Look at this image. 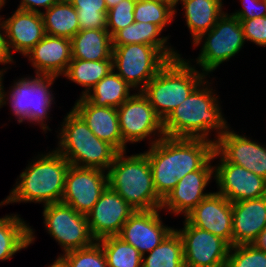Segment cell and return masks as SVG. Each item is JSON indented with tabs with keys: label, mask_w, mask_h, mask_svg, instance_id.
<instances>
[{
	"label": "cell",
	"mask_w": 266,
	"mask_h": 267,
	"mask_svg": "<svg viewBox=\"0 0 266 267\" xmlns=\"http://www.w3.org/2000/svg\"><path fill=\"white\" fill-rule=\"evenodd\" d=\"M188 28L195 41L202 33L212 29L222 13L221 0H181Z\"/></svg>",
	"instance_id": "cell-26"
},
{
	"label": "cell",
	"mask_w": 266,
	"mask_h": 267,
	"mask_svg": "<svg viewBox=\"0 0 266 267\" xmlns=\"http://www.w3.org/2000/svg\"><path fill=\"white\" fill-rule=\"evenodd\" d=\"M176 230L183 242L185 267H225L231 245L219 236L191 225Z\"/></svg>",
	"instance_id": "cell-10"
},
{
	"label": "cell",
	"mask_w": 266,
	"mask_h": 267,
	"mask_svg": "<svg viewBox=\"0 0 266 267\" xmlns=\"http://www.w3.org/2000/svg\"><path fill=\"white\" fill-rule=\"evenodd\" d=\"M118 152L107 171L108 186L116 191L135 210L161 209L163 200L158 196L146 153L124 158Z\"/></svg>",
	"instance_id": "cell-3"
},
{
	"label": "cell",
	"mask_w": 266,
	"mask_h": 267,
	"mask_svg": "<svg viewBox=\"0 0 266 267\" xmlns=\"http://www.w3.org/2000/svg\"><path fill=\"white\" fill-rule=\"evenodd\" d=\"M106 257L108 267H142V254L118 236L98 240Z\"/></svg>",
	"instance_id": "cell-32"
},
{
	"label": "cell",
	"mask_w": 266,
	"mask_h": 267,
	"mask_svg": "<svg viewBox=\"0 0 266 267\" xmlns=\"http://www.w3.org/2000/svg\"><path fill=\"white\" fill-rule=\"evenodd\" d=\"M46 228L66 252L88 247L94 243L87 216L69 205L58 202L44 206Z\"/></svg>",
	"instance_id": "cell-9"
},
{
	"label": "cell",
	"mask_w": 266,
	"mask_h": 267,
	"mask_svg": "<svg viewBox=\"0 0 266 267\" xmlns=\"http://www.w3.org/2000/svg\"><path fill=\"white\" fill-rule=\"evenodd\" d=\"M69 166L70 163L57 150L42 155L20 174L21 181L0 204L32 201L49 205L61 202Z\"/></svg>",
	"instance_id": "cell-4"
},
{
	"label": "cell",
	"mask_w": 266,
	"mask_h": 267,
	"mask_svg": "<svg viewBox=\"0 0 266 267\" xmlns=\"http://www.w3.org/2000/svg\"><path fill=\"white\" fill-rule=\"evenodd\" d=\"M10 49H8L7 39L2 36L0 33V63H10L12 62V57L10 53Z\"/></svg>",
	"instance_id": "cell-41"
},
{
	"label": "cell",
	"mask_w": 266,
	"mask_h": 267,
	"mask_svg": "<svg viewBox=\"0 0 266 267\" xmlns=\"http://www.w3.org/2000/svg\"><path fill=\"white\" fill-rule=\"evenodd\" d=\"M239 21L245 40L252 41L259 46H266V16Z\"/></svg>",
	"instance_id": "cell-38"
},
{
	"label": "cell",
	"mask_w": 266,
	"mask_h": 267,
	"mask_svg": "<svg viewBox=\"0 0 266 267\" xmlns=\"http://www.w3.org/2000/svg\"><path fill=\"white\" fill-rule=\"evenodd\" d=\"M193 226L207 230L232 246V203L223 195L209 193L187 216Z\"/></svg>",
	"instance_id": "cell-18"
},
{
	"label": "cell",
	"mask_w": 266,
	"mask_h": 267,
	"mask_svg": "<svg viewBox=\"0 0 266 267\" xmlns=\"http://www.w3.org/2000/svg\"><path fill=\"white\" fill-rule=\"evenodd\" d=\"M158 210H136L118 235L124 242L135 247L143 257L145 252H151L174 230L162 225Z\"/></svg>",
	"instance_id": "cell-17"
},
{
	"label": "cell",
	"mask_w": 266,
	"mask_h": 267,
	"mask_svg": "<svg viewBox=\"0 0 266 267\" xmlns=\"http://www.w3.org/2000/svg\"><path fill=\"white\" fill-rule=\"evenodd\" d=\"M137 0H122L107 12L106 29L113 37L119 30L134 23V7ZM111 28V31L108 29Z\"/></svg>",
	"instance_id": "cell-37"
},
{
	"label": "cell",
	"mask_w": 266,
	"mask_h": 267,
	"mask_svg": "<svg viewBox=\"0 0 266 267\" xmlns=\"http://www.w3.org/2000/svg\"><path fill=\"white\" fill-rule=\"evenodd\" d=\"M50 267H62V266L57 261H55Z\"/></svg>",
	"instance_id": "cell-46"
},
{
	"label": "cell",
	"mask_w": 266,
	"mask_h": 267,
	"mask_svg": "<svg viewBox=\"0 0 266 267\" xmlns=\"http://www.w3.org/2000/svg\"><path fill=\"white\" fill-rule=\"evenodd\" d=\"M5 0H0V8L2 7V5H4Z\"/></svg>",
	"instance_id": "cell-47"
},
{
	"label": "cell",
	"mask_w": 266,
	"mask_h": 267,
	"mask_svg": "<svg viewBox=\"0 0 266 267\" xmlns=\"http://www.w3.org/2000/svg\"><path fill=\"white\" fill-rule=\"evenodd\" d=\"M3 71H1L0 70V107H1V105H3V104H5L6 103V101H4L5 99V93L3 92L4 90H3V87H2V83H1V79H2V75H3V73H2ZM3 101H4V103H3Z\"/></svg>",
	"instance_id": "cell-43"
},
{
	"label": "cell",
	"mask_w": 266,
	"mask_h": 267,
	"mask_svg": "<svg viewBox=\"0 0 266 267\" xmlns=\"http://www.w3.org/2000/svg\"><path fill=\"white\" fill-rule=\"evenodd\" d=\"M162 29L153 23L134 22L124 29L119 30L112 37V46H123L129 44H146L158 48L169 60L180 55L171 48L164 46L167 37L156 38Z\"/></svg>",
	"instance_id": "cell-25"
},
{
	"label": "cell",
	"mask_w": 266,
	"mask_h": 267,
	"mask_svg": "<svg viewBox=\"0 0 266 267\" xmlns=\"http://www.w3.org/2000/svg\"><path fill=\"white\" fill-rule=\"evenodd\" d=\"M159 1L168 4L171 8L174 9L179 0H159Z\"/></svg>",
	"instance_id": "cell-45"
},
{
	"label": "cell",
	"mask_w": 266,
	"mask_h": 267,
	"mask_svg": "<svg viewBox=\"0 0 266 267\" xmlns=\"http://www.w3.org/2000/svg\"><path fill=\"white\" fill-rule=\"evenodd\" d=\"M95 242L88 247L66 252L56 261L62 267H108L101 244Z\"/></svg>",
	"instance_id": "cell-34"
},
{
	"label": "cell",
	"mask_w": 266,
	"mask_h": 267,
	"mask_svg": "<svg viewBox=\"0 0 266 267\" xmlns=\"http://www.w3.org/2000/svg\"><path fill=\"white\" fill-rule=\"evenodd\" d=\"M135 211L116 191L107 186L86 215L91 235L96 241L118 236L125 222Z\"/></svg>",
	"instance_id": "cell-14"
},
{
	"label": "cell",
	"mask_w": 266,
	"mask_h": 267,
	"mask_svg": "<svg viewBox=\"0 0 266 267\" xmlns=\"http://www.w3.org/2000/svg\"><path fill=\"white\" fill-rule=\"evenodd\" d=\"M197 86L163 121L166 137L207 139L211 129L222 135L228 128L212 91Z\"/></svg>",
	"instance_id": "cell-2"
},
{
	"label": "cell",
	"mask_w": 266,
	"mask_h": 267,
	"mask_svg": "<svg viewBox=\"0 0 266 267\" xmlns=\"http://www.w3.org/2000/svg\"><path fill=\"white\" fill-rule=\"evenodd\" d=\"M251 245L266 253V227L257 235Z\"/></svg>",
	"instance_id": "cell-42"
},
{
	"label": "cell",
	"mask_w": 266,
	"mask_h": 267,
	"mask_svg": "<svg viewBox=\"0 0 266 267\" xmlns=\"http://www.w3.org/2000/svg\"><path fill=\"white\" fill-rule=\"evenodd\" d=\"M232 246L251 244L266 227V196L232 203Z\"/></svg>",
	"instance_id": "cell-22"
},
{
	"label": "cell",
	"mask_w": 266,
	"mask_h": 267,
	"mask_svg": "<svg viewBox=\"0 0 266 267\" xmlns=\"http://www.w3.org/2000/svg\"><path fill=\"white\" fill-rule=\"evenodd\" d=\"M204 73H199L179 57L169 60L148 82L142 93L156 114L164 121L190 93L201 86Z\"/></svg>",
	"instance_id": "cell-5"
},
{
	"label": "cell",
	"mask_w": 266,
	"mask_h": 267,
	"mask_svg": "<svg viewBox=\"0 0 266 267\" xmlns=\"http://www.w3.org/2000/svg\"><path fill=\"white\" fill-rule=\"evenodd\" d=\"M103 172L105 171L100 169L70 165L65 176L61 202L76 212L87 215L108 186V175Z\"/></svg>",
	"instance_id": "cell-11"
},
{
	"label": "cell",
	"mask_w": 266,
	"mask_h": 267,
	"mask_svg": "<svg viewBox=\"0 0 266 267\" xmlns=\"http://www.w3.org/2000/svg\"><path fill=\"white\" fill-rule=\"evenodd\" d=\"M76 9L80 30L106 29L107 5L105 0H68Z\"/></svg>",
	"instance_id": "cell-33"
},
{
	"label": "cell",
	"mask_w": 266,
	"mask_h": 267,
	"mask_svg": "<svg viewBox=\"0 0 266 267\" xmlns=\"http://www.w3.org/2000/svg\"><path fill=\"white\" fill-rule=\"evenodd\" d=\"M212 157L201 169L186 174L163 200L161 209L165 206L175 214L185 213L187 216L209 194L203 193L211 175L215 171L209 165Z\"/></svg>",
	"instance_id": "cell-19"
},
{
	"label": "cell",
	"mask_w": 266,
	"mask_h": 267,
	"mask_svg": "<svg viewBox=\"0 0 266 267\" xmlns=\"http://www.w3.org/2000/svg\"><path fill=\"white\" fill-rule=\"evenodd\" d=\"M208 33L197 63L203 71L211 72L219 64L229 60L240 51L245 42L240 21L233 15L223 14L211 30L202 33L194 42L198 45Z\"/></svg>",
	"instance_id": "cell-8"
},
{
	"label": "cell",
	"mask_w": 266,
	"mask_h": 267,
	"mask_svg": "<svg viewBox=\"0 0 266 267\" xmlns=\"http://www.w3.org/2000/svg\"><path fill=\"white\" fill-rule=\"evenodd\" d=\"M113 69V60L86 61L72 59L64 75L71 81L87 87V90L82 92V96H84Z\"/></svg>",
	"instance_id": "cell-31"
},
{
	"label": "cell",
	"mask_w": 266,
	"mask_h": 267,
	"mask_svg": "<svg viewBox=\"0 0 266 267\" xmlns=\"http://www.w3.org/2000/svg\"><path fill=\"white\" fill-rule=\"evenodd\" d=\"M112 48L113 68H117V74L131 87L141 84L140 92L169 61L151 45L129 44Z\"/></svg>",
	"instance_id": "cell-7"
},
{
	"label": "cell",
	"mask_w": 266,
	"mask_h": 267,
	"mask_svg": "<svg viewBox=\"0 0 266 267\" xmlns=\"http://www.w3.org/2000/svg\"><path fill=\"white\" fill-rule=\"evenodd\" d=\"M55 78V76L37 75L34 79L23 78L16 82L10 97L13 113L18 116L19 123L25 119L39 123L41 121L43 130L49 129L43 123V119L47 117V111L53 100L48 88Z\"/></svg>",
	"instance_id": "cell-12"
},
{
	"label": "cell",
	"mask_w": 266,
	"mask_h": 267,
	"mask_svg": "<svg viewBox=\"0 0 266 267\" xmlns=\"http://www.w3.org/2000/svg\"><path fill=\"white\" fill-rule=\"evenodd\" d=\"M72 59L113 60L112 37L107 29L79 30L71 38Z\"/></svg>",
	"instance_id": "cell-24"
},
{
	"label": "cell",
	"mask_w": 266,
	"mask_h": 267,
	"mask_svg": "<svg viewBox=\"0 0 266 267\" xmlns=\"http://www.w3.org/2000/svg\"><path fill=\"white\" fill-rule=\"evenodd\" d=\"M123 142H138L158 130L164 137L163 121L156 114L148 98L136 93L117 108Z\"/></svg>",
	"instance_id": "cell-13"
},
{
	"label": "cell",
	"mask_w": 266,
	"mask_h": 267,
	"mask_svg": "<svg viewBox=\"0 0 266 267\" xmlns=\"http://www.w3.org/2000/svg\"><path fill=\"white\" fill-rule=\"evenodd\" d=\"M61 0H22L18 9L31 11V12H40L35 6H43L46 8H50L55 3H58Z\"/></svg>",
	"instance_id": "cell-40"
},
{
	"label": "cell",
	"mask_w": 266,
	"mask_h": 267,
	"mask_svg": "<svg viewBox=\"0 0 266 267\" xmlns=\"http://www.w3.org/2000/svg\"><path fill=\"white\" fill-rule=\"evenodd\" d=\"M175 11L159 0H137L134 7V20L153 23L163 29L172 20Z\"/></svg>",
	"instance_id": "cell-35"
},
{
	"label": "cell",
	"mask_w": 266,
	"mask_h": 267,
	"mask_svg": "<svg viewBox=\"0 0 266 267\" xmlns=\"http://www.w3.org/2000/svg\"><path fill=\"white\" fill-rule=\"evenodd\" d=\"M230 251L227 267H266V253L251 244L233 245Z\"/></svg>",
	"instance_id": "cell-36"
},
{
	"label": "cell",
	"mask_w": 266,
	"mask_h": 267,
	"mask_svg": "<svg viewBox=\"0 0 266 267\" xmlns=\"http://www.w3.org/2000/svg\"><path fill=\"white\" fill-rule=\"evenodd\" d=\"M64 123L57 151L70 165L108 170L119 151L108 142L97 138L73 109L67 114Z\"/></svg>",
	"instance_id": "cell-6"
},
{
	"label": "cell",
	"mask_w": 266,
	"mask_h": 267,
	"mask_svg": "<svg viewBox=\"0 0 266 267\" xmlns=\"http://www.w3.org/2000/svg\"><path fill=\"white\" fill-rule=\"evenodd\" d=\"M73 110L84 120L97 138L108 142L119 152L125 151L126 145L121 136L116 108L95 106L81 96Z\"/></svg>",
	"instance_id": "cell-21"
},
{
	"label": "cell",
	"mask_w": 266,
	"mask_h": 267,
	"mask_svg": "<svg viewBox=\"0 0 266 267\" xmlns=\"http://www.w3.org/2000/svg\"><path fill=\"white\" fill-rule=\"evenodd\" d=\"M149 253L142 267H185L183 242L176 230Z\"/></svg>",
	"instance_id": "cell-30"
},
{
	"label": "cell",
	"mask_w": 266,
	"mask_h": 267,
	"mask_svg": "<svg viewBox=\"0 0 266 267\" xmlns=\"http://www.w3.org/2000/svg\"><path fill=\"white\" fill-rule=\"evenodd\" d=\"M215 142L203 138L160 137L146 155L158 196L164 200L186 174L201 169L212 157Z\"/></svg>",
	"instance_id": "cell-1"
},
{
	"label": "cell",
	"mask_w": 266,
	"mask_h": 267,
	"mask_svg": "<svg viewBox=\"0 0 266 267\" xmlns=\"http://www.w3.org/2000/svg\"><path fill=\"white\" fill-rule=\"evenodd\" d=\"M242 1L244 8L241 11L233 13V16H235L238 20H248V19H253L255 17L266 16V2L264 0H242ZM259 8H262L263 10L262 9L260 10ZM258 10L260 12H258Z\"/></svg>",
	"instance_id": "cell-39"
},
{
	"label": "cell",
	"mask_w": 266,
	"mask_h": 267,
	"mask_svg": "<svg viewBox=\"0 0 266 267\" xmlns=\"http://www.w3.org/2000/svg\"><path fill=\"white\" fill-rule=\"evenodd\" d=\"M41 15L47 35L71 39L80 30L77 11L68 0L55 3Z\"/></svg>",
	"instance_id": "cell-27"
},
{
	"label": "cell",
	"mask_w": 266,
	"mask_h": 267,
	"mask_svg": "<svg viewBox=\"0 0 266 267\" xmlns=\"http://www.w3.org/2000/svg\"><path fill=\"white\" fill-rule=\"evenodd\" d=\"M221 156L229 163L248 169L266 179V147L228 129L215 141L213 157Z\"/></svg>",
	"instance_id": "cell-16"
},
{
	"label": "cell",
	"mask_w": 266,
	"mask_h": 267,
	"mask_svg": "<svg viewBox=\"0 0 266 267\" xmlns=\"http://www.w3.org/2000/svg\"><path fill=\"white\" fill-rule=\"evenodd\" d=\"M111 70L92 89L93 94L88 92L84 97L95 106L118 108L132 95L131 88L117 73Z\"/></svg>",
	"instance_id": "cell-29"
},
{
	"label": "cell",
	"mask_w": 266,
	"mask_h": 267,
	"mask_svg": "<svg viewBox=\"0 0 266 267\" xmlns=\"http://www.w3.org/2000/svg\"><path fill=\"white\" fill-rule=\"evenodd\" d=\"M214 175L219 185V194L231 203L266 196V179L242 166L229 163L221 156V165Z\"/></svg>",
	"instance_id": "cell-15"
},
{
	"label": "cell",
	"mask_w": 266,
	"mask_h": 267,
	"mask_svg": "<svg viewBox=\"0 0 266 267\" xmlns=\"http://www.w3.org/2000/svg\"><path fill=\"white\" fill-rule=\"evenodd\" d=\"M122 0H105L107 9H111L112 7L116 6L118 3H120Z\"/></svg>",
	"instance_id": "cell-44"
},
{
	"label": "cell",
	"mask_w": 266,
	"mask_h": 267,
	"mask_svg": "<svg viewBox=\"0 0 266 267\" xmlns=\"http://www.w3.org/2000/svg\"><path fill=\"white\" fill-rule=\"evenodd\" d=\"M32 229L17 215L0 218V260H7L32 243Z\"/></svg>",
	"instance_id": "cell-28"
},
{
	"label": "cell",
	"mask_w": 266,
	"mask_h": 267,
	"mask_svg": "<svg viewBox=\"0 0 266 267\" xmlns=\"http://www.w3.org/2000/svg\"><path fill=\"white\" fill-rule=\"evenodd\" d=\"M25 55L29 56L37 69V75H64L72 60L71 39L46 34Z\"/></svg>",
	"instance_id": "cell-20"
},
{
	"label": "cell",
	"mask_w": 266,
	"mask_h": 267,
	"mask_svg": "<svg viewBox=\"0 0 266 267\" xmlns=\"http://www.w3.org/2000/svg\"><path fill=\"white\" fill-rule=\"evenodd\" d=\"M0 26L5 30L8 49L11 47L25 55L46 33L40 12L17 9L15 13L2 22Z\"/></svg>",
	"instance_id": "cell-23"
}]
</instances>
